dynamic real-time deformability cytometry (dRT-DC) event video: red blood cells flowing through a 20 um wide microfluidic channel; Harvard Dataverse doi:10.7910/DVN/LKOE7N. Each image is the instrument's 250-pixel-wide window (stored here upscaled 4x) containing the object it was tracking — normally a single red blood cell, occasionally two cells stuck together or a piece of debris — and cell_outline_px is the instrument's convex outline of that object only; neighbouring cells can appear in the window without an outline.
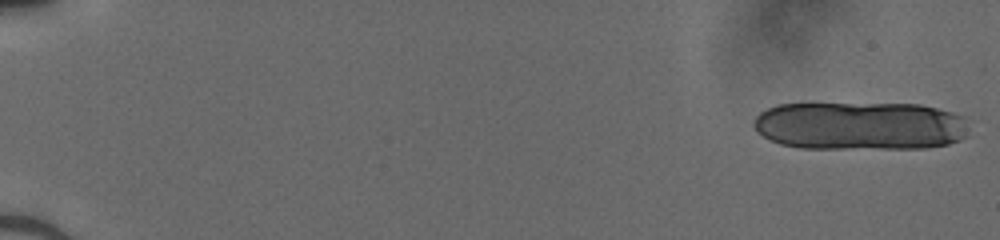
{"species": "human", "species_latin": "Homo sapiens", "temperature_condition": "cold", "stored_images_in_passage": 17, "camera_frame_rate_fps": 3000, "um_per_image_px": 0.085, "donor": {"sex": "male"}, "frame": {"image": 1, "passage_image": 1, "time_ms": 0.0, "image_size_px": [1000, 240], "cell_outline_px": [[968, 136], [960, 140], [948, 144], [924, 148], [800, 148], [780, 144], [768, 140], [756, 132], [752, 124], [752, 120], [760, 112], [776, 104], [920, 104], [952, 112], [964, 116]], "centroid_in_image_um": [73.07, 10.7], "position_along_channel_um": 11.9, "area_um2": 61.21}}